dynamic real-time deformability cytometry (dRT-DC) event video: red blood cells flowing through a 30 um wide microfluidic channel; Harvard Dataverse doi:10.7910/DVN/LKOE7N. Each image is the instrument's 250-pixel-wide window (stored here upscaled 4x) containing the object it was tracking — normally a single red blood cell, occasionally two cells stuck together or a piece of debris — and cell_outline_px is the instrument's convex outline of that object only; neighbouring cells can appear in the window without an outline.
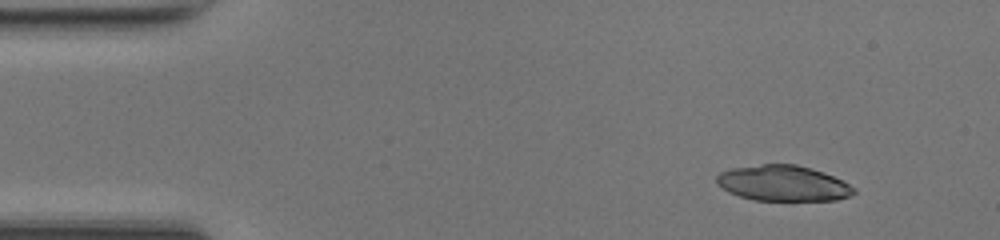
{"species": "common noctule bat (a hibernating species)", "species_latin": "Nyctalus noctula", "temperature_condition": "room temperature", "stored_images_in_passage": 44, "camera_frame_rate_fps": 3000, "um_per_image_px": 0.085, "animal": {"sex": "female", "body_mass_g": 17.0, "forearm_length_mm": 48.0}, "frame": {"image": 1, "passage_image": 1, "time_ms": 0.0, "image_size_px": [1000, 240], "cell_outline_px": [[856, 192], [848, 196], [836, 200], [752, 200], [728, 192], [716, 184], [716, 176], [720, 172], [732, 168], [760, 164], [796, 164], [812, 168], [824, 172], [856, 188]], "centroid_in_image_um": [66.53, 15.57], "position_along_channel_um": 18.5, "area_um2": 28.5}}